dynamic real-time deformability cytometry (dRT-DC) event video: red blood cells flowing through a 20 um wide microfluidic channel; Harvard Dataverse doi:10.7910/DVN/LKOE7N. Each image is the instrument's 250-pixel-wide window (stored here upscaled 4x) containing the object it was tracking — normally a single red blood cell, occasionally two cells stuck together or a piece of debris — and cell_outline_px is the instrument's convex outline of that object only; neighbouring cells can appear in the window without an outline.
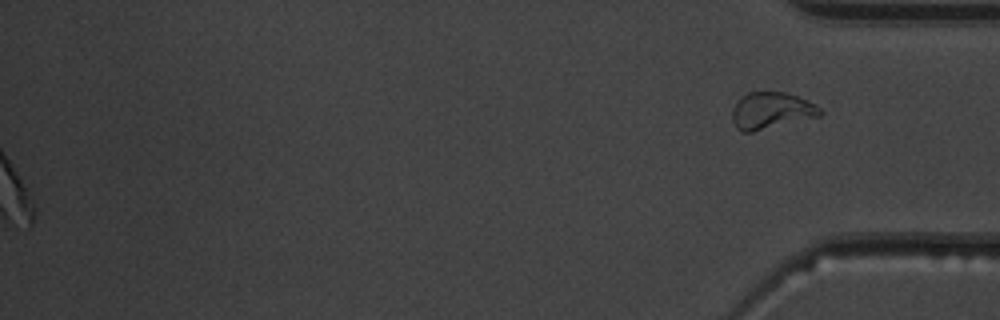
{"species": "common noctule bat (a hibernating species)", "species_latin": "Nyctalus noctula", "temperature_condition": "warm", "stored_images_in_passage": 39, "segment_of_instrument_passage": [2, 2], "camera_frame_rate_fps": 3000, "um_per_image_px": 0.085, "animal": {"sex": "male", "body_mass_g": 19.5, "forearm_length_mm": 54.6}, "frame": {"image": 1, "passage_image": 39, "time_ms": 12.667, "image_size_px": [1000, 320], "cell_outline_px": [[824, 112], [820, 116], [752, 132], [740, 132], [736, 128], [732, 120], [732, 108], [748, 92], [784, 92], [800, 96], [816, 104]], "centroid_in_image_um": [65.59, 9.41], "position_along_channel_um": 369.6, "area_um2": 18.84}}